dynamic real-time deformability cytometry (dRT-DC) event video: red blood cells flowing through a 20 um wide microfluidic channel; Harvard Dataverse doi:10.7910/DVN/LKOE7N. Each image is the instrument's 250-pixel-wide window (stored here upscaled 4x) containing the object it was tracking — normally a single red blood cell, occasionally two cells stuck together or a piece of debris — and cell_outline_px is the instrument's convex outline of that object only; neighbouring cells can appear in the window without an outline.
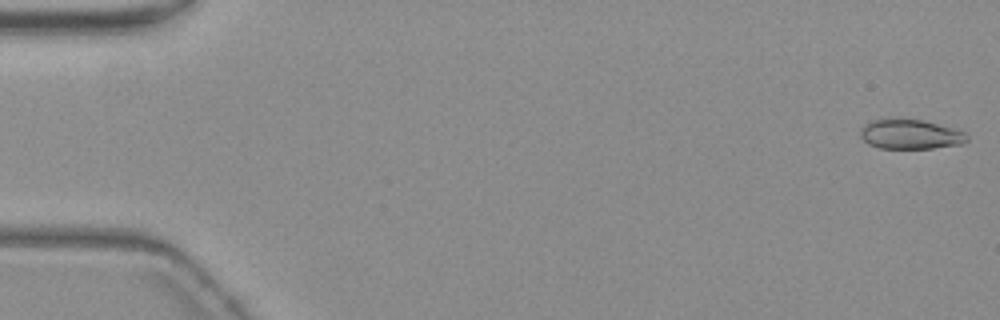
{"species": "common noctule bat (a hibernating species)", "species_latin": "Nyctalus noctula", "temperature_condition": "warm", "stored_images_in_passage": 56, "camera_frame_rate_fps": 3000, "um_per_image_px": 0.085, "animal": {"sex": "female", "body_mass_g": 19.3, "forearm_length_mm": 54.1}, "frame": {"image": 1, "passage_image": 1, "time_ms": 0.0, "image_size_px": [1000, 320], "cell_outline_px": [[968, 140], [960, 144], [932, 148], [880, 148], [868, 144], [860, 136], [860, 128], [864, 124], [872, 120], [920, 120], [952, 128], [964, 132], [968, 136]], "centroid_in_image_um": [77.35, 11.43], "position_along_channel_um": 7.7, "area_um2": 17.98}}
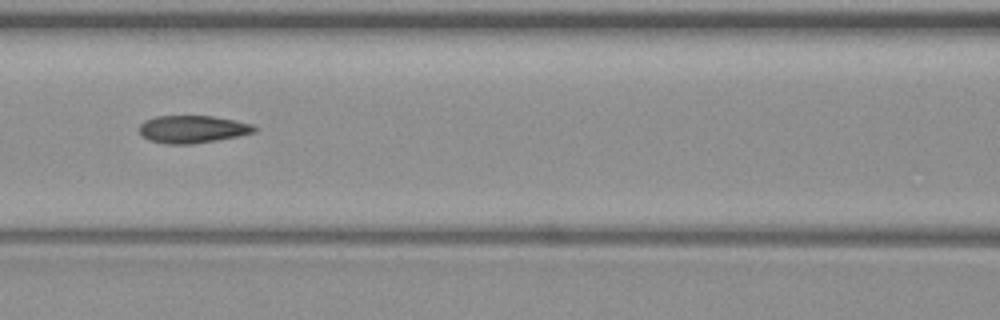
{"frame": {"image": 2, "passage_image": 25, "time_ms": 8.0, "image_size_px": [1000, 320], "cell_outline_px": [[256, 132], [240, 136], [192, 144], [164, 144], [148, 140], [140, 136], [140, 124], [144, 120], [156, 116], [212, 116], [236, 120], [252, 124], [256, 128]], "centroid_in_image_um": [16.35, 10.99], "position_along_channel_um": 150.3, "area_um2": 18.67}}
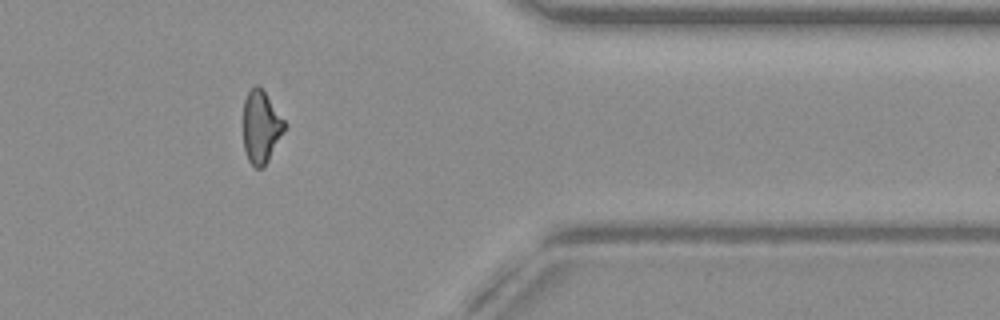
{"frame": {"image": 3, "passage_image": 46, "time_ms": 15.0, "image_size_px": [1000, 320], "cell_outline_px": [[288, 128], [268, 160], [260, 168], [256, 168], [248, 160], [244, 148], [244, 100], [248, 92], [256, 84], [264, 92], [288, 124]], "centroid_in_image_um": [22.23, 10.8], "position_along_channel_um": 389.2, "area_um2": 17.4}, "authors_computed_cell_mechanics": {"area_um2": 18.4671, "velocity_mm_per_s": 3.7046, "shape_relaxation_time_tau1_ms": null, "shape_relaxation_time_tau2_ms": 2.0744, "deformation_change_tau1": null, "deformation_change_tau2": 0.0887}}